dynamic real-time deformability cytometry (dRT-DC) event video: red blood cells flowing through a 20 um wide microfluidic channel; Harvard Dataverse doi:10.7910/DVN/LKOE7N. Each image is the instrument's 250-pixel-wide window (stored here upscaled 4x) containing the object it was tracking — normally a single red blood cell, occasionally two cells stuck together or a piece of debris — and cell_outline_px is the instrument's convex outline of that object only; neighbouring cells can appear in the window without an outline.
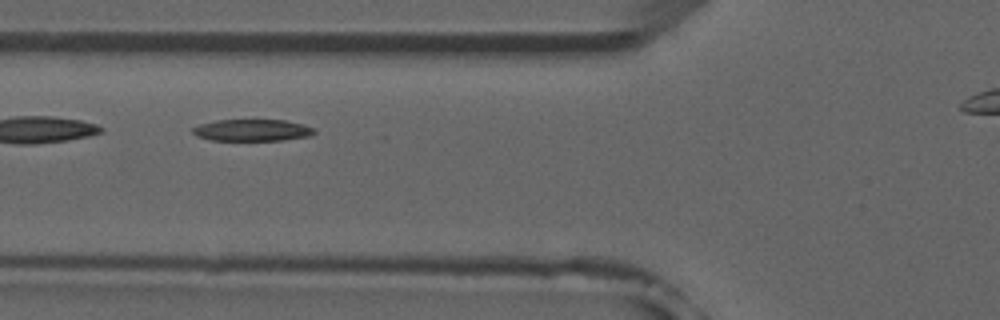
{"species": "common noctule bat (a hibernating species)", "species_latin": "Nyctalus noctula", "temperature_condition": "room temperature", "stored_images_in_passage": 6, "segment_of_instrument_passage": [1, 2], "camera_frame_rate_fps": 3000, "um_per_image_px": 0.085, "animal": {"sex": "male", "forearm_length_mm": 52.5}, "frame": {"image": 1, "passage_image": 5, "time_ms": 4.667, "image_size_px": [1000, 320], "cell_outline_px": [[316, 132], [308, 136], [284, 140], [212, 140], [196, 136], [192, 132], [192, 128], [200, 124], [216, 120], [284, 120], [316, 128]], "centroid_in_image_um": [21.43, 11.06], "position_along_channel_um": 104.4, "area_um2": 15.32}}